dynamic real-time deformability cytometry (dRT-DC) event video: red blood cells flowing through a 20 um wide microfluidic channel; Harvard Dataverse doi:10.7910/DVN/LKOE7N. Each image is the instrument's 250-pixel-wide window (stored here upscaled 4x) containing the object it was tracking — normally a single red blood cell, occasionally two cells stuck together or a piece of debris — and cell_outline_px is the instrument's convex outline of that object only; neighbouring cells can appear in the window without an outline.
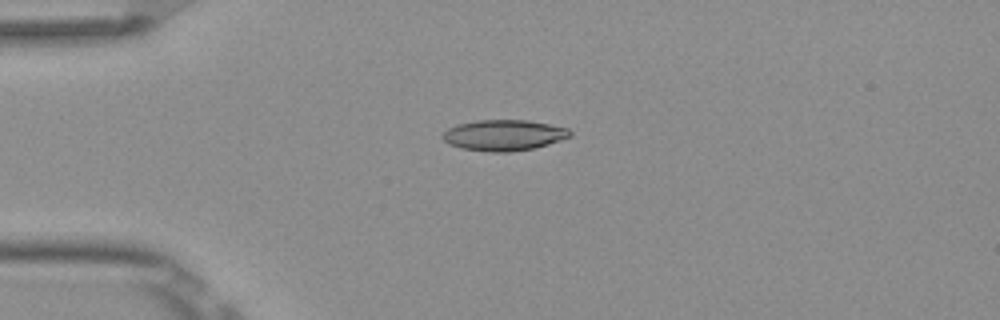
{"species": "Egyptian fruit bat (a non-hibernating species)", "species_latin": "Rousettus aegyptiacus", "temperature_condition": "room temperature", "stored_images_in_passage": 2, "camera_frame_rate_fps": 3000, "um_per_image_px": 0.085, "frame": {"image": 1, "passage_image": 1, "time_ms": 0.0, "image_size_px": [1000, 320], "cell_outline_px": [[572, 136], [548, 144], [532, 148], [512, 152], [488, 152], [460, 148], [448, 144], [440, 136], [448, 128], [460, 124], [476, 120], [528, 120], [568, 128], [572, 132]], "centroid_in_image_um": [42.81, 11.5], "position_along_channel_um": 42.2, "area_um2": 22.95}}